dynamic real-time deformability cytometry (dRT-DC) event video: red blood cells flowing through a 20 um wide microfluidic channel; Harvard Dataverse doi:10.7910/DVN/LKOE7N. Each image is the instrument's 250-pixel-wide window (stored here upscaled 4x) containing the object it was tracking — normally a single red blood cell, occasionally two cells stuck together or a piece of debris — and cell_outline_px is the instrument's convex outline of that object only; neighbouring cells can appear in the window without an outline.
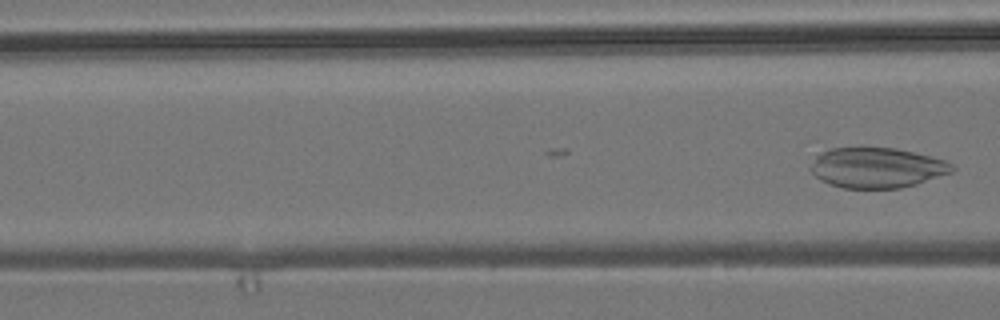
{"species": "common noctule bat (a hibernating species)", "species_latin": "Nyctalus noctula", "temperature_condition": "room temperature", "stored_images_in_passage": 17, "camera_frame_rate_fps": 3000, "um_per_image_px": 0.085, "animal": {"sex": "male", "body_mass_g": 19.2, "forearm_length_mm": 51.8}, "frame": {"image": 1, "passage_image": 17, "time_ms": 5.333, "image_size_px": [1000, 320], "cell_outline_px": [[956, 168], [952, 172], [916, 184], [900, 188], [844, 188], [828, 184], [820, 180], [808, 168], [820, 148], [896, 148], [932, 156], [944, 160], [952, 164]], "centroid_in_image_um": [74.48, 14.24], "position_along_channel_um": 92.1, "area_um2": 33.52}}